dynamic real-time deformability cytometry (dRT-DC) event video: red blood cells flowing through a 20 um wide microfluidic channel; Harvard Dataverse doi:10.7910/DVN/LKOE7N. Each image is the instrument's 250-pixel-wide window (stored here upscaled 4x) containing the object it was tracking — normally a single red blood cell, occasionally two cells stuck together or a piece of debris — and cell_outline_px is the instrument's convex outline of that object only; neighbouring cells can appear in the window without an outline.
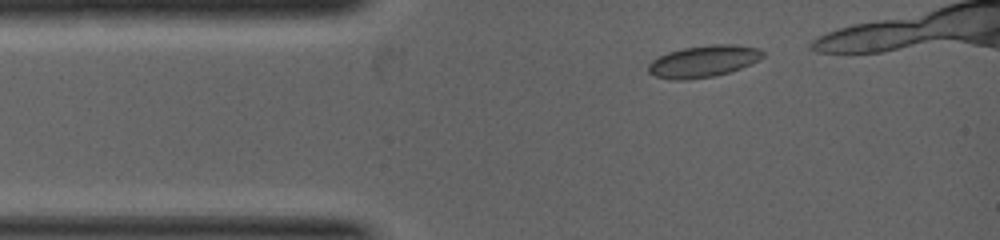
{"species": "common noctule bat (a hibernating species)", "species_latin": "Nyctalus noctula", "temperature_condition": "warm", "stored_images_in_passage": 10, "camera_frame_rate_fps": 5000, "um_per_image_px": 0.085, "animal": {"sex": "female", "body_mass_g": 19.0, "forearm_length_mm": 53.3}, "frame": {"image": 1, "passage_image": 1, "time_ms": 0.0, "image_size_px": [1000, 240], "cell_outline_px": [[764, 56], [740, 68], [728, 72], [712, 76], [688, 80], [668, 80], [656, 76], [648, 72], [648, 64], [652, 60], [668, 52], [684, 48], [712, 44], [736, 44], [760, 48], [764, 52]], "centroid_in_image_um": [59.77, 5.21], "position_along_channel_um": 25.2, "area_um2": 21.1}}
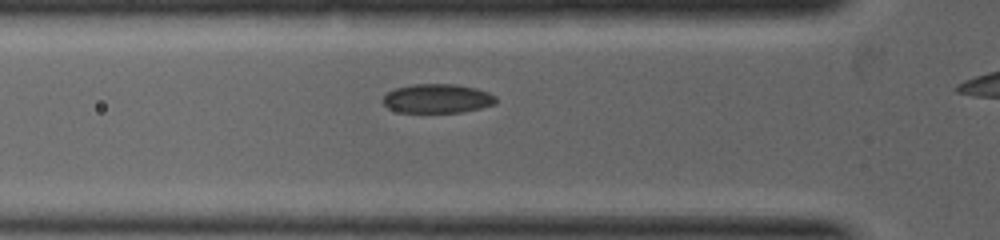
{"frame": {"image": 2, "passage_image": 7, "time_ms": 1.2, "image_size_px": [1000, 240], "cell_outline_px": [[496, 104], [480, 108], [460, 112], [400, 112], [388, 108], [380, 100], [388, 92], [396, 88], [412, 84], [456, 84], [476, 88], [488, 92], [496, 96]], "centroid_in_image_um": [37.17, 8.37], "position_along_channel_um": 88.6, "area_um2": 19.19}}
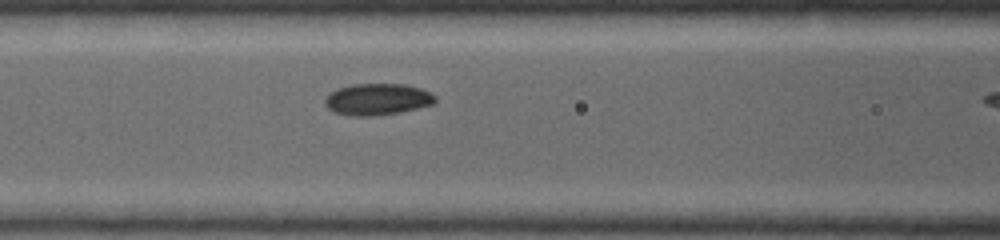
{"frame": {"image": 3, "passage_image": 9, "time_ms": 1.8, "image_size_px": [1000, 240], "cell_outline_px": [[436, 104], [400, 112], [372, 116], [348, 116], [336, 112], [328, 108], [324, 104], [324, 100], [328, 92], [336, 88], [352, 84], [404, 84], [420, 88], [436, 96]], "centroid_in_image_um": [32.05, 8.44], "position_along_channel_um": 134.5, "area_um2": 20.52}}